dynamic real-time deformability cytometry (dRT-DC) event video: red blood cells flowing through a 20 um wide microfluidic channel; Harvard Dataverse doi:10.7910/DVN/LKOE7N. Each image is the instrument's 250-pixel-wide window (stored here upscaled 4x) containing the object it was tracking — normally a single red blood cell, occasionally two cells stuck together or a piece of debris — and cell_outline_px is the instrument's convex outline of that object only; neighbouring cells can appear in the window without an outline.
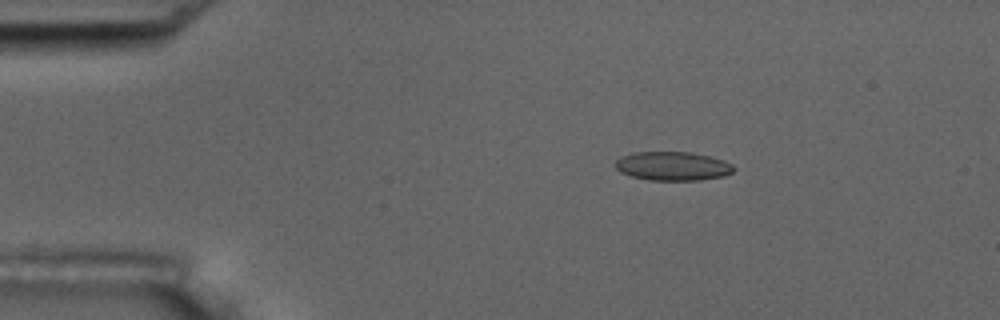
{"species": "common noctule bat (a hibernating species)", "species_latin": "Nyctalus noctula", "temperature_condition": "room temperature", "stored_images_in_passage": 4, "camera_frame_rate_fps": 3000, "um_per_image_px": 0.085, "animal": {"sex": "male", "body_mass_g": 17.5, "forearm_length_mm": 52.3}, "frame": {"image": 1, "passage_image": 2, "time_ms": 1.0, "image_size_px": [1000, 320], "cell_outline_px": [[736, 168], [732, 172], [724, 176], [700, 180], [648, 180], [632, 176], [620, 172], [616, 168], [616, 160], [620, 156], [632, 152], [692, 152], [708, 156], [732, 164]], "centroid_in_image_um": [57.16, 14.12], "position_along_channel_um": 27.8, "area_um2": 19.88}}
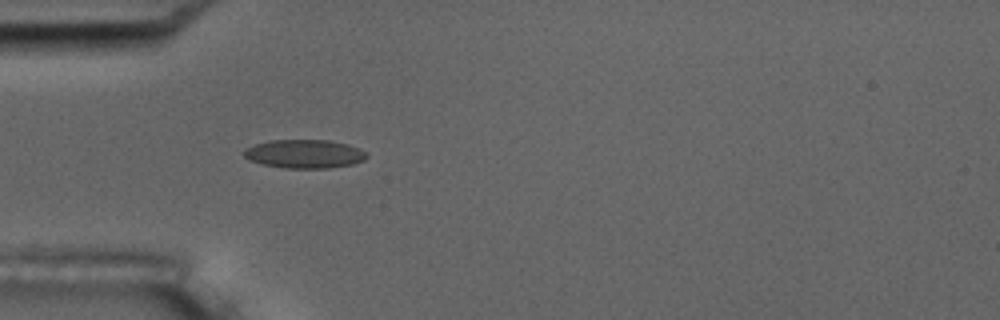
{"frame": {"image": 2, "passage_image": 4, "time_ms": 3.333, "image_size_px": [1000, 320], "cell_outline_px": [[368, 156], [364, 160], [352, 164], [328, 168], [284, 168], [264, 164], [248, 160], [244, 156], [244, 148], [256, 144], [272, 140], [328, 140], [348, 144], [360, 148], [368, 152]], "centroid_in_image_um": [25.91, 13.08], "position_along_channel_um": 59.1, "area_um2": 20.52}}